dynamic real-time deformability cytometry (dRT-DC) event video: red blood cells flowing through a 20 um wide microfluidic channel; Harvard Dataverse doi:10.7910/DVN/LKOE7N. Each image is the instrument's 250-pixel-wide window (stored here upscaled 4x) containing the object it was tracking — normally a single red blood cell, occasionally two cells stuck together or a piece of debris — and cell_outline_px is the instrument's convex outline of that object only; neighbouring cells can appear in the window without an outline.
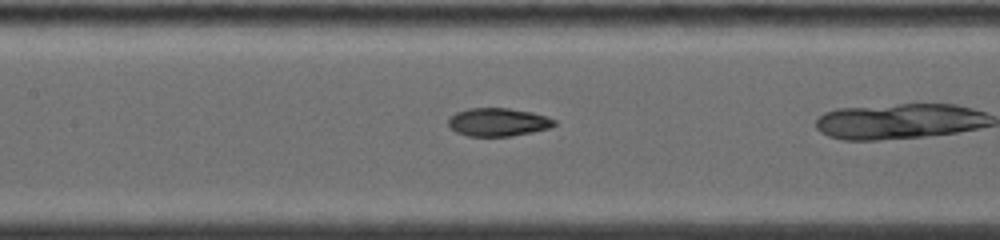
{"species": "common noctule bat (a hibernating species)", "species_latin": "Nyctalus noctula", "temperature_condition": "warm", "stored_images_in_passage": 13, "camera_frame_rate_fps": 5000, "um_per_image_px": 0.085, "animal": {"sex": "female", "body_mass_g": 19.0, "forearm_length_mm": 53.3}, "frame": {"image": 1, "passage_image": 10, "time_ms": 3.4, "image_size_px": [1000, 240], "cell_outline_px": [[556, 124], [552, 128], [512, 136], [468, 136], [456, 132], [448, 124], [448, 120], [456, 112], [468, 108], [508, 108], [532, 112], [556, 120]], "centroid_in_image_um": [42.35, 10.38], "position_along_channel_um": 165.0, "area_um2": 17.4}}